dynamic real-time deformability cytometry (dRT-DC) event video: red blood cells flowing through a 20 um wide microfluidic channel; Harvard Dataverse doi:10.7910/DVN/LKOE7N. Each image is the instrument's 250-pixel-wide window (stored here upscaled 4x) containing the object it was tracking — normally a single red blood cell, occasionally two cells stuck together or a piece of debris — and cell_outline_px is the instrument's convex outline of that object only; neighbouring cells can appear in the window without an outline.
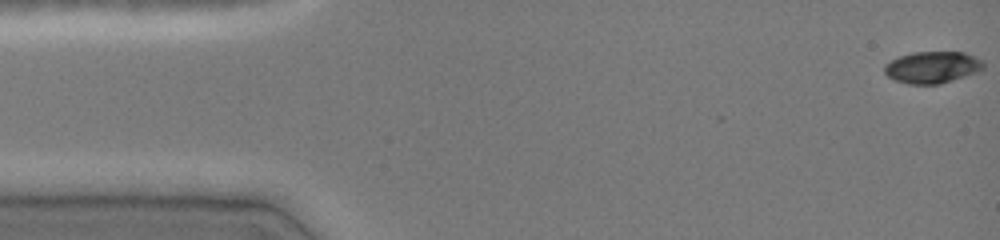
{"species": "common noctule bat (a hibernating species)", "species_latin": "Nyctalus noctula", "temperature_condition": "cold", "stored_images_in_passage": 48, "camera_frame_rate_fps": 3000, "um_per_image_px": 0.085, "animal": {"sex": "female", "body_mass_g": 19.0, "forearm_length_mm": 51.5}, "frame": {"image": 1, "passage_image": 1, "time_ms": 0.0, "image_size_px": [1000, 240], "cell_outline_px": [[984, 68], [976, 72], [940, 84], [908, 84], [896, 80], [888, 76], [884, 72], [884, 64], [900, 56], [912, 52], [964, 52], [984, 60]], "centroid_in_image_um": [79.25, 5.71], "position_along_channel_um": 5.7, "area_um2": 18.26}}
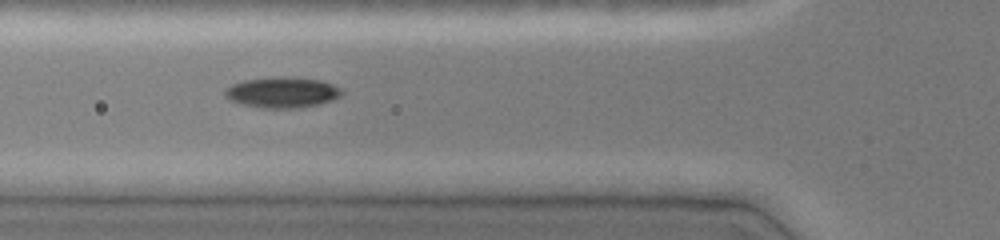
{"frame": {"image": 2, "passage_image": 17, "time_ms": 5.333, "image_size_px": [1000, 240], "cell_outline_px": [[344, 92], [340, 96], [332, 100], [300, 108], [264, 108], [240, 104], [224, 96], [224, 88], [232, 84], [244, 80], [320, 80], [332, 84], [340, 88]], "centroid_in_image_um": [23.96, 7.92], "position_along_channel_um": 101.8, "area_um2": 19.77}}
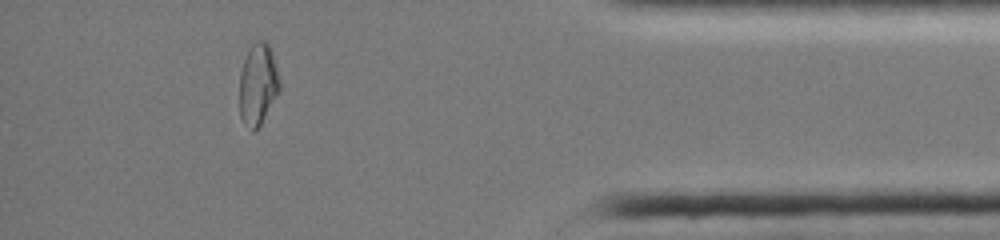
{"frame": {"image": 3, "passage_image": 42, "time_ms": 13.667, "image_size_px": [1000, 240], "cell_outline_px": [[280, 92], [260, 124], [252, 132], [240, 116], [240, 72], [248, 40], [268, 40], [272, 52], [280, 84]], "centroid_in_image_um": [21.91, 7.05], "position_along_channel_um": 413.3, "area_um2": 19.48}}